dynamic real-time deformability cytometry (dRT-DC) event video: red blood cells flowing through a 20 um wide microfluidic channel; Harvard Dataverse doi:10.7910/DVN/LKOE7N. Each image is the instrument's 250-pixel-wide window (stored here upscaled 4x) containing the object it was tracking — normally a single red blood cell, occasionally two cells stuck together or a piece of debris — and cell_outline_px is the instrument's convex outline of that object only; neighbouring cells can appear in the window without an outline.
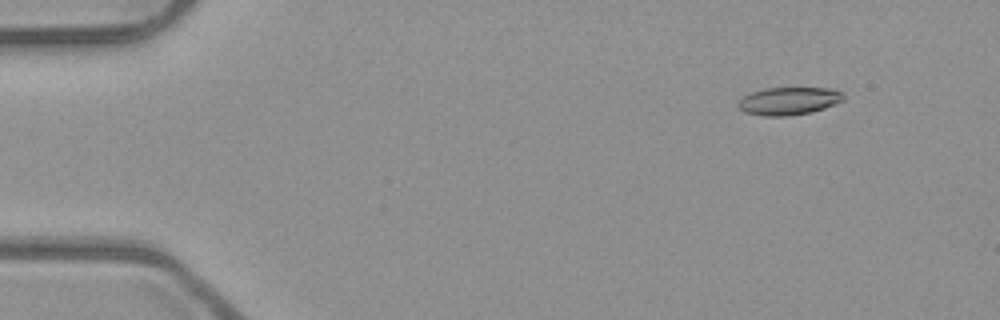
{"species": "common noctule bat (a hibernating species)", "species_latin": "Nyctalus noctula", "temperature_condition": "room temperature", "stored_images_in_passage": 7, "camera_frame_rate_fps": 3000, "um_per_image_px": 0.085, "animal": {"sex": "male", "body_mass_g": 23.1, "forearm_length_mm": 52.7}, "frame": {"image": 1, "passage_image": 2, "time_ms": 0.333, "image_size_px": [1000, 320], "cell_outline_px": [[844, 100], [836, 104], [812, 112], [788, 116], [764, 116], [744, 112], [736, 104], [744, 96], [752, 92], [764, 88], [832, 88], [844, 92]], "centroid_in_image_um": [67.08, 8.58], "position_along_channel_um": 17.9, "area_um2": 17.17}}
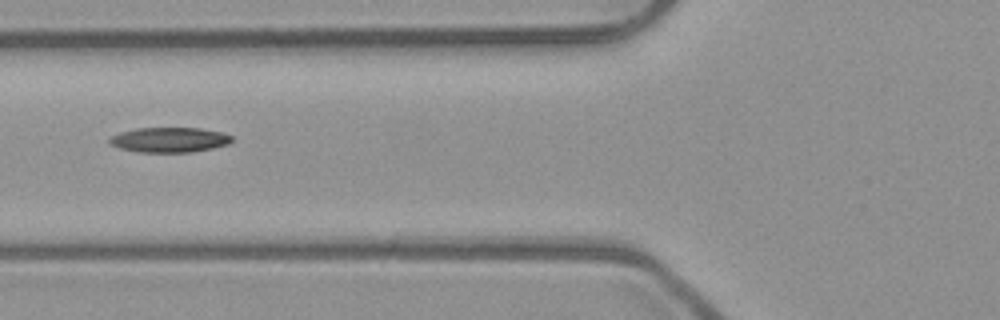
{"frame": {"image": 2, "passage_image": 6, "time_ms": 1.667, "image_size_px": [1000, 320], "cell_outline_px": [[232, 140], [228, 144], [212, 148], [192, 152], [136, 152], [120, 148], [108, 144], [108, 140], [112, 136], [120, 132], [136, 128], [200, 128], [220, 132], [232, 136]], "centroid_in_image_um": [14.36, 11.89], "position_along_channel_um": 111.4, "area_um2": 17.8}}
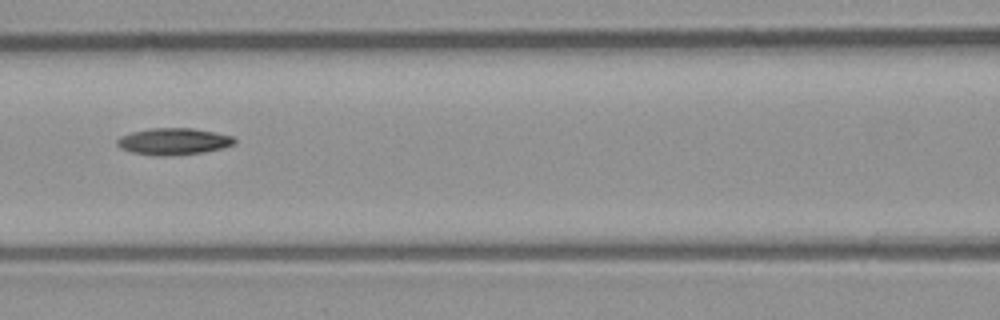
{"frame": {"image": 3, "passage_image": 7, "time_ms": 2.0, "image_size_px": [1000, 320], "cell_outline_px": [[236, 140], [232, 144], [220, 148], [200, 152], [164, 156], [160, 156], [132, 152], [120, 148], [116, 144], [116, 140], [120, 136], [132, 132], [152, 128], [192, 128], [232, 136]], "centroid_in_image_um": [14.68, 12.01], "position_along_channel_um": 151.9, "area_um2": 17.86}}